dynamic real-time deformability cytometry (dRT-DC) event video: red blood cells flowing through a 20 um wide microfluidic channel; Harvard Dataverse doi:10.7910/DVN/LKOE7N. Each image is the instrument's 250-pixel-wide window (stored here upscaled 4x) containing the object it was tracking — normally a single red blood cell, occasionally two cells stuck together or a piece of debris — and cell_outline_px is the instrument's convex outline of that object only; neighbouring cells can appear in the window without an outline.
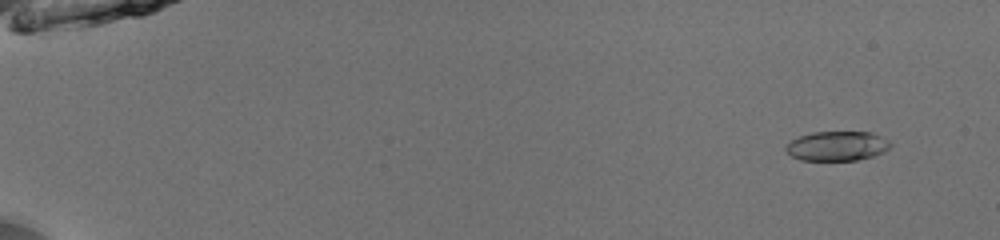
{"species": "common noctule bat (a hibernating species)", "species_latin": "Nyctalus noctula", "temperature_condition": "room temperature", "stored_images_in_passage": 54, "camera_frame_rate_fps": 3000, "um_per_image_px": 0.085, "animal": {"sex": "male", "body_mass_g": 13.0, "forearm_length_mm": 53.1}, "frame": {"image": 1, "passage_image": 5, "time_ms": 1.333, "image_size_px": [1000, 240], "cell_outline_px": [[892, 144], [884, 152], [872, 156], [856, 160], [800, 160], [792, 156], [784, 148], [792, 140], [800, 136], [812, 132], [872, 132], [888, 140]], "centroid_in_image_um": [71.16, 12.41], "position_along_channel_um": 13.8, "area_um2": 17.86}}
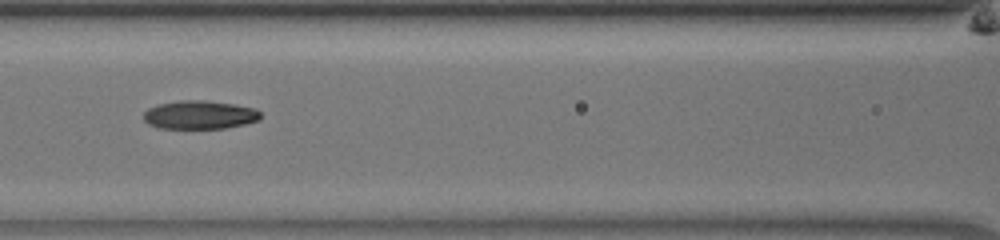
{"frame": {"image": 2, "passage_image": 27, "time_ms": 8.667, "image_size_px": [1000, 240], "cell_outline_px": [[260, 120], [244, 124], [224, 128], [160, 128], [148, 124], [144, 120], [144, 112], [148, 108], [160, 104], [180, 100], [204, 100], [232, 104], [256, 108], [260, 112]], "centroid_in_image_um": [16.97, 9.76], "position_along_channel_um": 149.6, "area_um2": 19.31}}
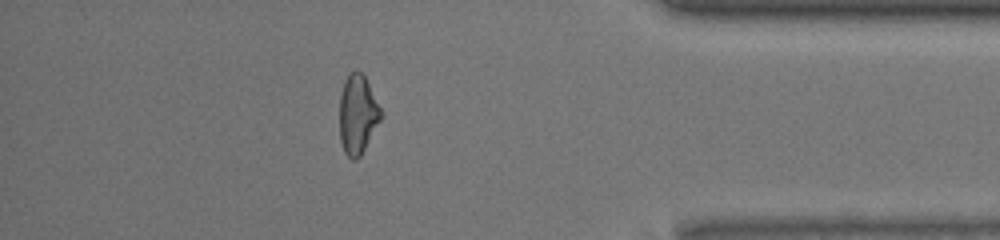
{"frame": {"image": 3, "passage_image": 48, "time_ms": 15.667, "image_size_px": [1000, 240], "cell_outline_px": [[384, 116], [360, 156], [356, 160], [352, 160], [344, 152], [340, 140], [340, 92], [344, 80], [356, 68], [364, 76], [384, 112]], "centroid_in_image_um": [30.42, 9.73], "position_along_channel_um": 404.8, "area_um2": 19.36}, "authors_computed_cell_mechanics": {"area_um2": 19.3052, "velocity_mm_per_s": 3.9732, "shape_relaxation_time_tau1_ms": 2.4393, "shape_relaxation_time_tau2_ms": 2.7326, "deformation_change_tau1": 0.1363, "deformation_change_tau2": 0.0985}}